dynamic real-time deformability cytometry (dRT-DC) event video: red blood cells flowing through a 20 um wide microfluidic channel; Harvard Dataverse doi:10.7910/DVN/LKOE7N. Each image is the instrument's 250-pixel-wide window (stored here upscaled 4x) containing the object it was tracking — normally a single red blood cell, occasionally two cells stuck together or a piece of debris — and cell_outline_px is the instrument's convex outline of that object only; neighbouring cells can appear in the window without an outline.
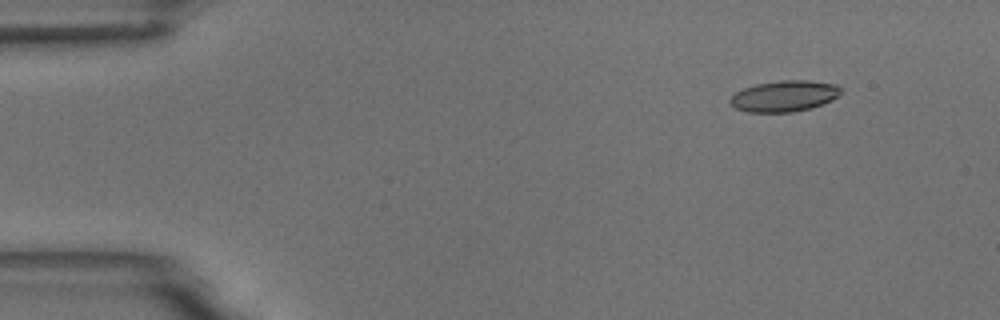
{"species": "common noctule bat (a hibernating species)", "species_latin": "Nyctalus noctula", "temperature_condition": "room temperature", "stored_images_in_passage": 5, "camera_frame_rate_fps": 3000, "um_per_image_px": 0.085, "animal": {"sex": "male", "body_mass_g": 18.8}, "frame": {"image": 1, "passage_image": 2, "time_ms": 1.0, "image_size_px": [1000, 320], "cell_outline_px": [[840, 96], [832, 100], [808, 108], [792, 112], [748, 112], [736, 108], [728, 100], [736, 92], [744, 88], [756, 84], [780, 80], [808, 80], [836, 84], [840, 88]], "centroid_in_image_um": [66.66, 8.15], "position_along_channel_um": 18.3, "area_um2": 19.88}}
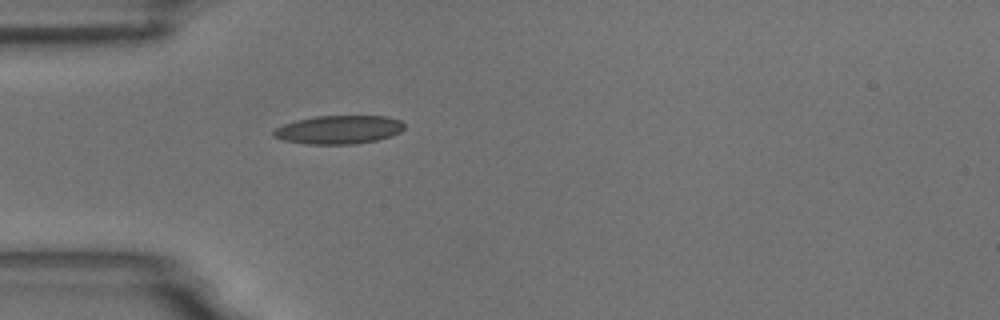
{"frame": {"image": 2, "passage_image": 5, "time_ms": 4.333, "image_size_px": [1000, 320], "cell_outline_px": [[404, 128], [400, 132], [392, 136], [376, 140], [352, 144], [304, 144], [284, 140], [272, 136], [272, 132], [276, 128], [284, 124], [296, 120], [316, 116], [388, 116], [400, 120], [404, 124]], "centroid_in_image_um": [28.8, 11.02], "position_along_channel_um": 56.2, "area_um2": 21.73}}